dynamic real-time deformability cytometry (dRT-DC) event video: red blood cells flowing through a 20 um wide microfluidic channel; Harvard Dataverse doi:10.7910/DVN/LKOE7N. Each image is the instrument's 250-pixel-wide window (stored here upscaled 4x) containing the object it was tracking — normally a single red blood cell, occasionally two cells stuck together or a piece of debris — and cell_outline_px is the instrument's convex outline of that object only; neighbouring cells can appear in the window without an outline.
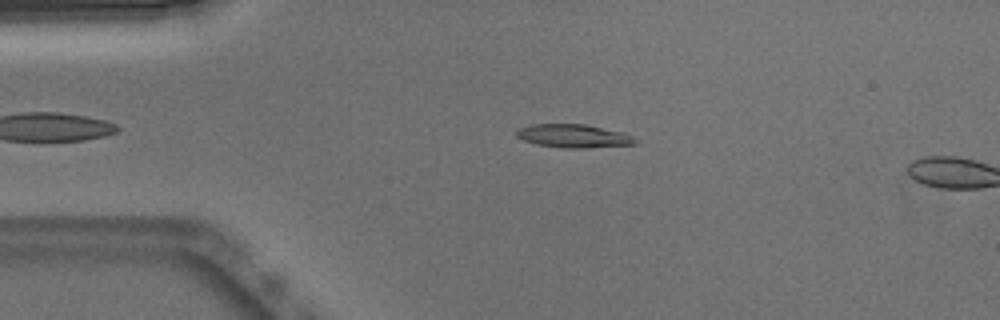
{"species": "Egyptian fruit bat (a non-hibernating species)", "species_latin": "Rousettus aegyptiacus", "temperature_condition": "warm", "stored_images_in_passage": 8, "camera_frame_rate_fps": 3000, "um_per_image_px": 0.085, "animal": {"sex": "male"}, "frame": {"image": 1, "passage_image": 6, "time_ms": 1.667, "image_size_px": [1000, 320], "cell_outline_px": [[636, 144], [584, 148], [560, 148], [536, 144], [524, 140], [516, 136], [516, 128], [528, 124], [584, 124], [624, 132], [632, 136], [636, 140]], "centroid_in_image_um": [48.71, 11.55], "position_along_channel_um": 36.3, "area_um2": 16.3}}